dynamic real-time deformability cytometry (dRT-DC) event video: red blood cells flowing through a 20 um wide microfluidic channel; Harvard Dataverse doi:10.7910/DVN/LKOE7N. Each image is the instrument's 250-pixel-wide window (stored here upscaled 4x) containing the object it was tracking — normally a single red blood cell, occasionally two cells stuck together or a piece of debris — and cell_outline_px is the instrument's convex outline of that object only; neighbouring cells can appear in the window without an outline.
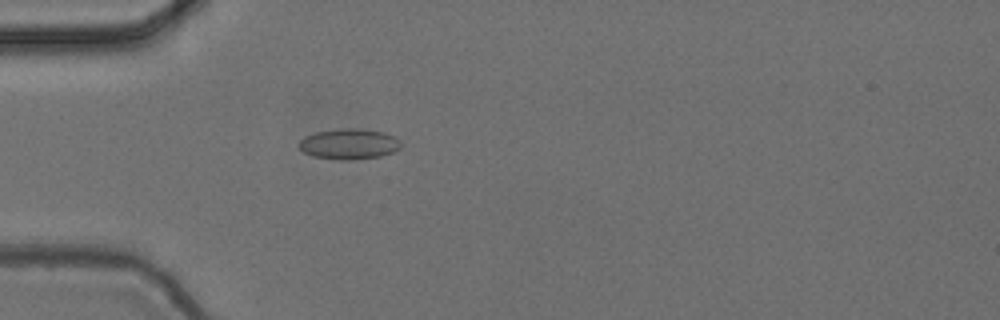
{"species": "common noctule bat (a hibernating species)", "species_latin": "Nyctalus noctula", "temperature_condition": "cold", "stored_images_in_passage": 56, "camera_frame_rate_fps": 3000, "um_per_image_px": 0.085, "animal": {"sex": "female", "body_mass_g": 24.6, "forearm_length_mm": 56.2}, "frame": {"image": 1, "passage_image": 17, "time_ms": 5.333, "image_size_px": [1000, 320], "cell_outline_px": [[400, 148], [392, 152], [380, 156], [344, 160], [340, 160], [312, 156], [304, 152], [300, 148], [300, 140], [304, 136], [316, 132], [340, 128], [360, 128], [384, 132], [400, 140]], "centroid_in_image_um": [29.66, 12.22], "position_along_channel_um": 55.3, "area_um2": 18.03}}
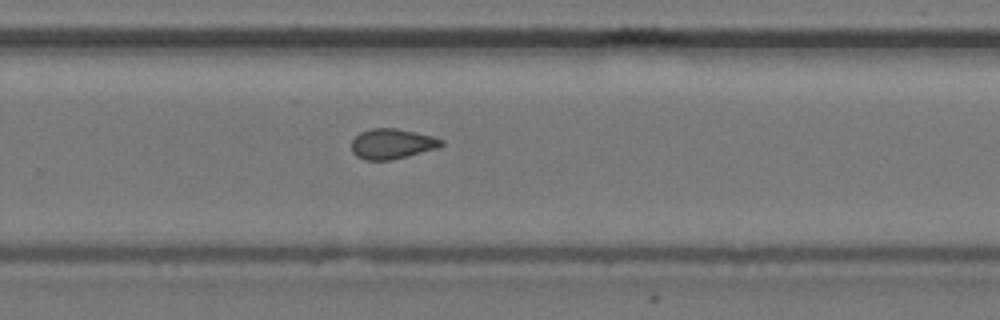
{"frame": {"image": 2, "passage_image": 37, "time_ms": 12.0, "image_size_px": [1000, 320], "cell_outline_px": [[444, 144], [436, 148], [408, 156], [392, 160], [364, 160], [356, 156], [352, 152], [352, 140], [360, 132], [372, 128], [396, 128], [416, 132], [432, 136], [444, 140]], "centroid_in_image_um": [33.31, 12.22], "position_along_channel_um": 296.5, "area_um2": 15.84}}
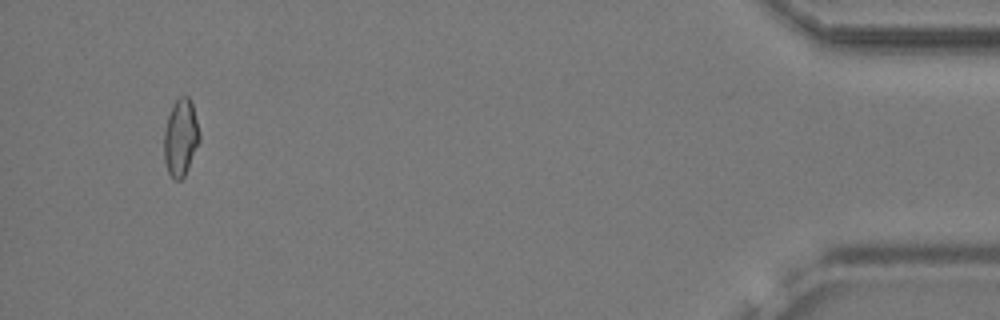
{"frame": {"image": 3, "passage_image": 53, "time_ms": 17.333, "image_size_px": [1000, 320], "cell_outline_px": [[200, 140], [184, 176], [180, 180], [176, 180], [168, 172], [164, 160], [164, 132], [168, 116], [176, 100], [180, 96], [188, 96], [192, 104], [200, 132]], "centroid_in_image_um": [15.36, 11.69], "position_along_channel_um": 419.8, "area_um2": 15.66}, "authors_computed_cell_mechanics": {"area_um2": 16.0106, "velocity_mm_per_s": 3.724, "shape_relaxation_time_tau1_ms": 5.5953, "shape_relaxation_time_tau2_ms": 2.4198, "deformation_change_tau1": 0.1009, "deformation_change_tau2": 0.0653}}